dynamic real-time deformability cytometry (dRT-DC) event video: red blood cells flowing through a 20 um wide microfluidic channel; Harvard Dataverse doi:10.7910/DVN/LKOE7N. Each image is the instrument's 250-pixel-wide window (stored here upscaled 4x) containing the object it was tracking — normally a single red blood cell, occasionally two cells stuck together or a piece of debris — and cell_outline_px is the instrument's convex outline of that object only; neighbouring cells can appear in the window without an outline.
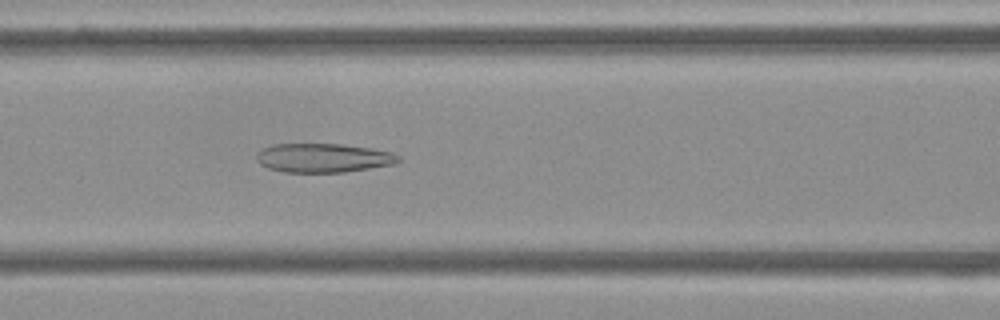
{"species": "Egyptian fruit bat (a non-hibernating species)", "species_latin": "Rousettus aegyptiacus", "temperature_condition": "cold", "stored_images_in_passage": 49, "camera_frame_rate_fps": 3000, "um_per_image_px": 0.085, "frame": {"image": 1, "passage_image": 22, "time_ms": 7.0, "image_size_px": [1000, 320], "cell_outline_px": [[400, 160], [396, 164], [344, 172], [284, 172], [268, 168], [260, 164], [256, 160], [256, 152], [272, 144], [340, 144], [372, 148], [392, 152], [400, 156]], "centroid_in_image_um": [27.48, 13.42], "position_along_channel_um": 139.1, "area_um2": 24.1}}
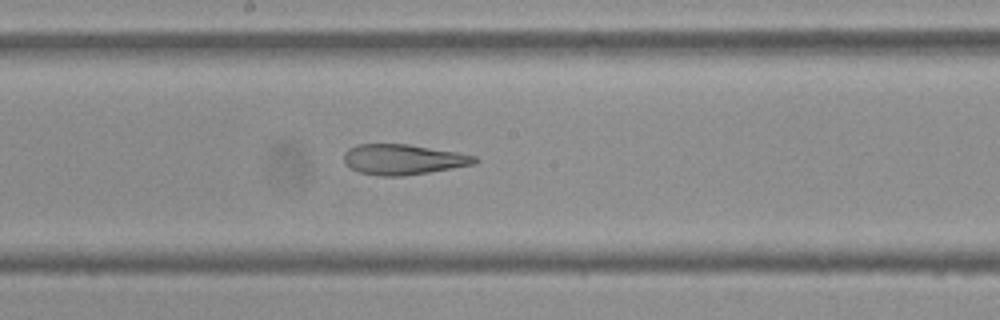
{"frame": {"image": 2, "passage_image": 28, "time_ms": 9.0, "image_size_px": [1000, 320], "cell_outline_px": [[480, 160], [476, 164], [404, 176], [380, 176], [360, 172], [348, 168], [344, 164], [344, 152], [348, 148], [356, 144], [408, 144], [456, 152], [476, 156]], "centroid_in_image_um": [34.24, 13.55], "position_along_channel_um": 214.0, "area_um2": 23.29}}
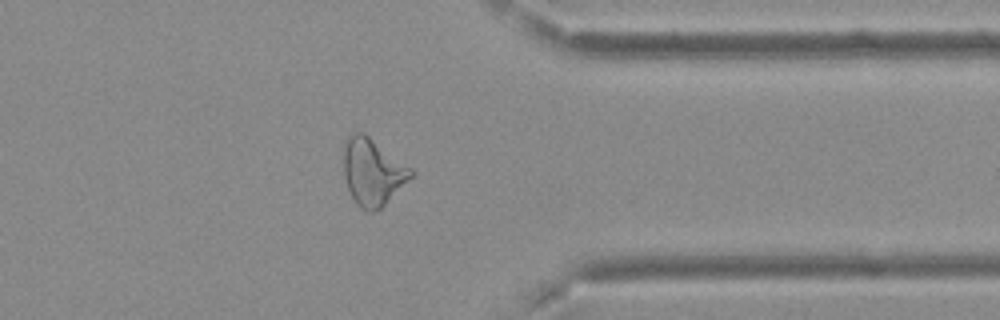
{"frame": {"image": 3, "passage_image": 42, "time_ms": 13.667, "image_size_px": [1000, 320], "cell_outline_px": [[416, 172], [380, 208], [372, 212], [368, 212], [360, 208], [356, 204], [348, 188], [344, 176], [344, 140], [352, 132], [364, 132], [412, 168]], "centroid_in_image_um": [31.65, 14.58], "position_along_channel_um": 379.7, "area_um2": 26.13}}